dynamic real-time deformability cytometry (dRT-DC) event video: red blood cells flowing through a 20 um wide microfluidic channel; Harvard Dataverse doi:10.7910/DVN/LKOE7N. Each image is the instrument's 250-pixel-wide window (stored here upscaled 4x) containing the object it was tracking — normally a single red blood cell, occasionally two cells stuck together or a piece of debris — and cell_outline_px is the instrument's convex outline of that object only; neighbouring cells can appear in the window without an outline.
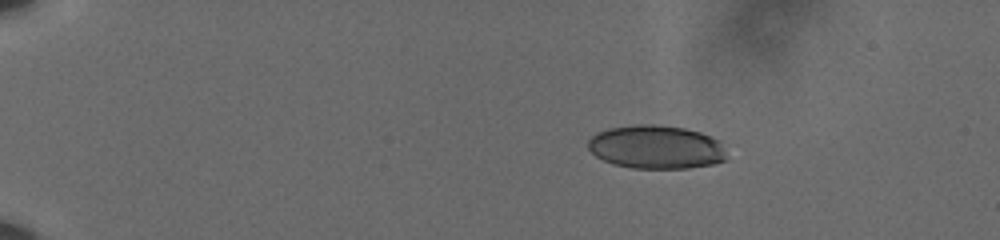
{"species": "human", "species_latin": "Homo sapiens", "temperature_condition": "cold", "stored_images_in_passage": 49, "camera_frame_rate_fps": 3000, "um_per_image_px": 0.085, "donor": {"sex": "male"}, "frame": {"image": 1, "passage_image": 1, "time_ms": 0.0, "image_size_px": [1000, 240], "cell_outline_px": [[728, 160], [712, 164], [688, 168], [632, 168], [612, 164], [596, 156], [588, 148], [588, 140], [596, 132], [608, 128], [636, 124], [652, 124], [684, 128], [700, 132], [716, 140], [720, 144]], "centroid_in_image_um": [55.73, 12.5], "position_along_channel_um": 29.3, "area_um2": 35.03}}
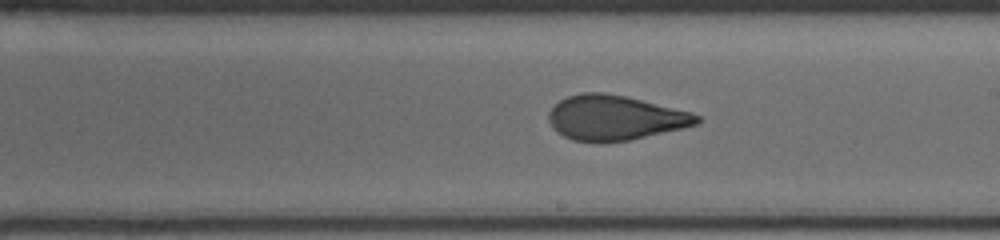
{"frame": {"image": 2, "passage_image": 27, "time_ms": 8.667, "image_size_px": [1000, 240], "cell_outline_px": [[704, 120], [700, 124], [684, 128], [628, 140], [572, 140], [556, 132], [552, 128], [548, 120], [548, 112], [560, 100], [568, 96], [580, 92], [604, 92], [628, 96], [692, 112], [700, 116]], "centroid_in_image_um": [52.31, 9.98], "position_along_channel_um": 236.7, "area_um2": 38.67}}
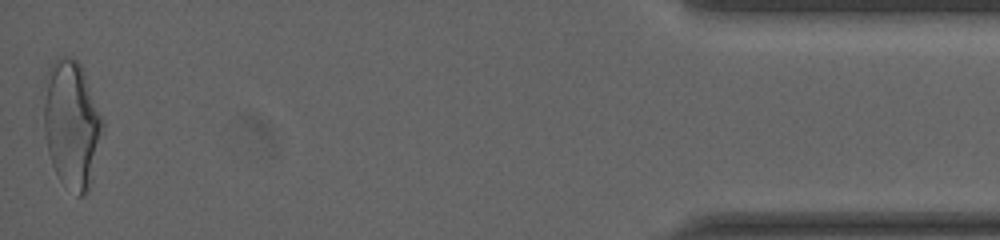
{"frame": {"image": 3, "passage_image": 49, "time_ms": 16.0, "image_size_px": [1000, 240], "cell_outline_px": [[104, 132], [92, 180], [88, 192], [84, 196], [80, 196], [56, 172], [52, 164], [48, 152], [44, 136], [44, 76], [48, 68], [60, 56], [64, 56], [76, 60], [80, 64], [84, 72], [104, 124]], "centroid_in_image_um": [6.1, 10.53], "position_along_channel_um": 429.1, "area_um2": 43.64}, "authors_computed_cell_mechanics": {"area_um2": 38.6682, "velocity_mm_per_s": 3.6127, "shape_relaxation_time_tau1_ms": 7.657, "shape_relaxation_time_tau2_ms": 0.9396, "deformation_change_tau1": 0.19, "deformation_change_tau2": 0.0749}}